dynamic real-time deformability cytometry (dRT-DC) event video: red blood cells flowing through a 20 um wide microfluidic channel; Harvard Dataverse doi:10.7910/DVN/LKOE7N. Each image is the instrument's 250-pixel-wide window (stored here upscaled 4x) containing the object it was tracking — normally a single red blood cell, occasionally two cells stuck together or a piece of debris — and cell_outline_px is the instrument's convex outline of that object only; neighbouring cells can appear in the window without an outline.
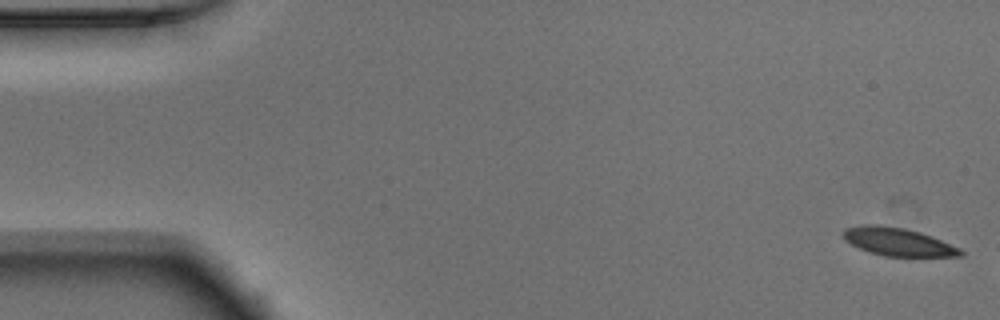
{"species": "Egyptian fruit bat (a non-hibernating species)", "species_latin": "Rousettus aegyptiacus", "temperature_condition": "warm", "stored_images_in_passage": 8, "camera_frame_rate_fps": 3000, "um_per_image_px": 0.085, "animal": {"sex": "male"}, "frame": {"image": 1, "passage_image": 1, "time_ms": 0.0, "image_size_px": [1000, 320], "cell_outline_px": [[964, 256], [884, 256], [868, 252], [844, 240], [840, 236], [840, 232], [844, 228], [864, 224], [880, 224], [904, 228], [920, 232], [960, 248], [964, 252]], "centroid_in_image_um": [76.25, 20.54], "position_along_channel_um": 8.7, "area_um2": 19.31}}